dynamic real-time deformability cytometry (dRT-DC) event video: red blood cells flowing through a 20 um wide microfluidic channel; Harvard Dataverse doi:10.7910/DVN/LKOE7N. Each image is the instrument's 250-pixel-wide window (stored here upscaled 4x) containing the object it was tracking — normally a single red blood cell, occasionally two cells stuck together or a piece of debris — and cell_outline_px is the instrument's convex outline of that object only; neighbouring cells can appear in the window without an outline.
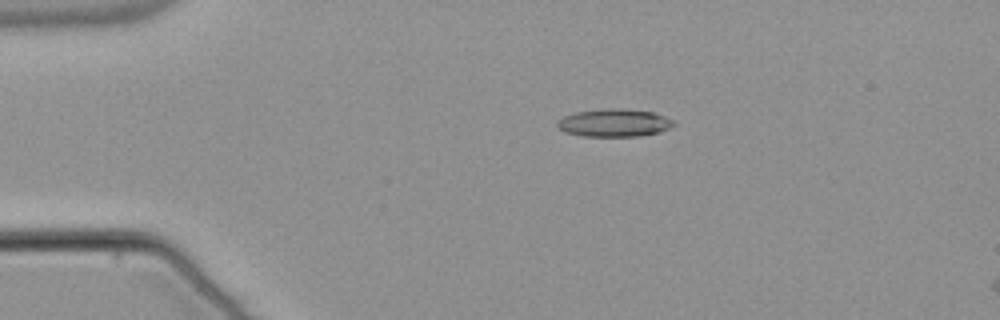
{"species": "common noctule bat (a hibernating species)", "species_latin": "Nyctalus noctula", "temperature_condition": "warm", "stored_images_in_passage": 12, "camera_frame_rate_fps": 3000, "um_per_image_px": 0.085, "animal": {"sex": "male", "body_mass_g": 21.5, "forearm_length_mm": 52.0}, "frame": {"image": 1, "passage_image": 3, "time_ms": 0.667, "image_size_px": [1000, 320], "cell_outline_px": [[676, 124], [660, 132], [640, 136], [580, 136], [564, 132], [556, 124], [556, 120], [564, 116], [576, 112], [604, 108], [620, 108], [652, 112], [676, 120]], "centroid_in_image_um": [52.2, 10.44], "position_along_channel_um": 32.8, "area_um2": 19.02}}
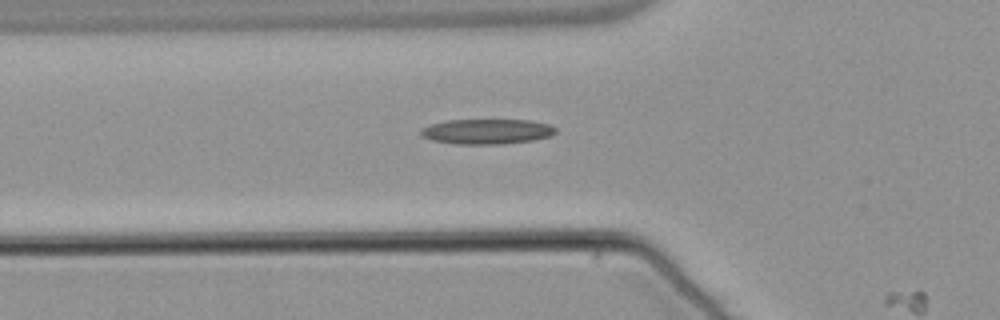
{"frame": {"image": 2, "passage_image": 11, "time_ms": 3.333, "image_size_px": [1000, 320], "cell_outline_px": [[556, 132], [548, 136], [536, 140], [500, 144], [456, 144], [432, 140], [424, 136], [420, 132], [420, 128], [432, 124], [448, 120], [532, 120], [548, 124], [556, 128]], "centroid_in_image_um": [41.4, 11.18], "position_along_channel_um": 84.4, "area_um2": 19.65}}